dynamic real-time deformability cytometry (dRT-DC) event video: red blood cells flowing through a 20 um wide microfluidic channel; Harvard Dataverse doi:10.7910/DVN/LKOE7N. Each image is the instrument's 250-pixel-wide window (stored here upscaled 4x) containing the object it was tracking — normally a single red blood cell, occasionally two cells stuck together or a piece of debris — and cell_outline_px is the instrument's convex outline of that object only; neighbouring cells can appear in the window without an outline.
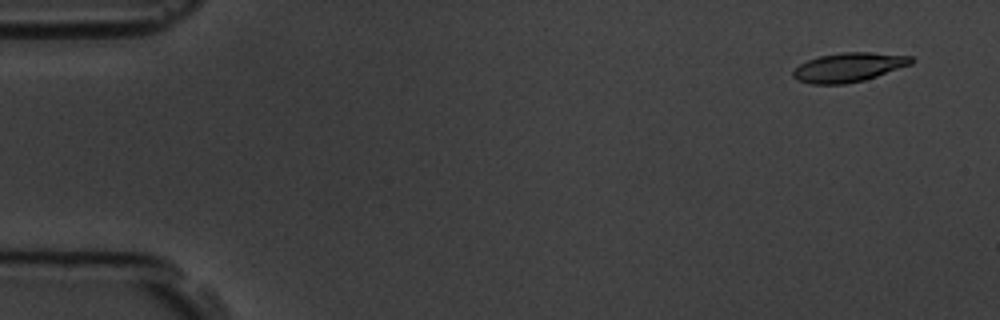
{"species": "common noctule bat (a hibernating species)", "species_latin": "Nyctalus noctula", "temperature_condition": "room temperature", "stored_images_in_passage": 4, "camera_frame_rate_fps": 3000, "um_per_image_px": 0.085, "animal": {"sex": "male", "body_mass_g": 19.5, "forearm_length_mm": 54.6}, "frame": {"image": 1, "passage_image": 1, "time_ms": 0.0, "image_size_px": [1000, 320], "cell_outline_px": [[916, 60], [912, 64], [864, 80], [844, 84], [808, 84], [796, 80], [792, 76], [792, 72], [800, 64], [808, 60], [820, 56], [840, 52], [872, 52], [912, 56]], "centroid_in_image_um": [72.14, 5.72], "position_along_channel_um": 12.9, "area_um2": 20.17}}
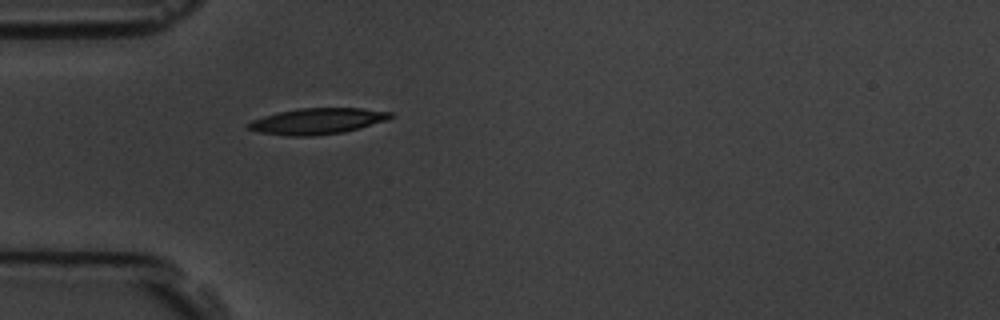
{"frame": {"image": 2, "passage_image": 4, "time_ms": 4.333, "image_size_px": [1000, 320], "cell_outline_px": [[392, 116], [388, 120], [360, 128], [344, 132], [312, 136], [288, 136], [260, 132], [248, 128], [244, 124], [252, 120], [276, 112], [300, 108], [360, 108], [392, 112]], "centroid_in_image_um": [26.96, 10.3], "position_along_channel_um": 58.0, "area_um2": 21.62}}